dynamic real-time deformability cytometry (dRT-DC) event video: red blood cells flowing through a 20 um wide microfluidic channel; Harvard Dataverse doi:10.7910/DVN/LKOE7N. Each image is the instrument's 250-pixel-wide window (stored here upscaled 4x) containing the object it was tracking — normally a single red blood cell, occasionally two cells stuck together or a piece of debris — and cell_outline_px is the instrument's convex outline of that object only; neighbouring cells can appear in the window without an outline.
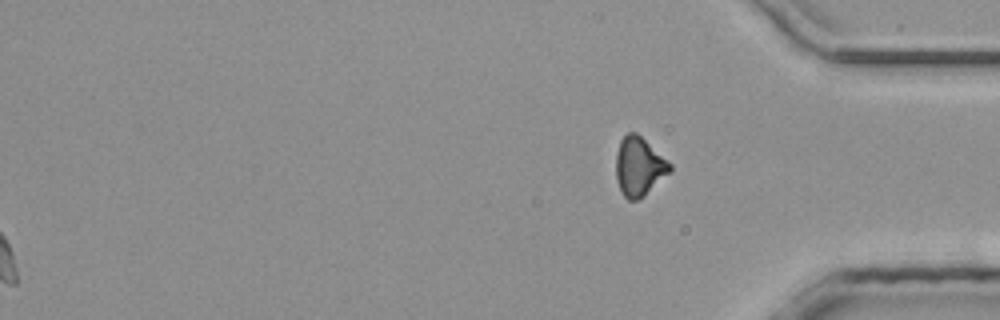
{"species": "common noctule bat (a hibernating species)", "species_latin": "Nyctalus noctula", "temperature_condition": "room temperature", "stored_images_in_passage": 39, "segment_of_instrument_passage": [3, 3], "camera_frame_rate_fps": 3000, "um_per_image_px": 0.085, "animal": {"sex": "male", "body_mass_g": 20.4}, "frame": {"image": 1, "passage_image": 39, "time_ms": 12.667, "image_size_px": [1000, 320], "cell_outline_px": [[672, 172], [644, 196], [636, 200], [628, 200], [624, 196], [616, 180], [616, 152], [620, 140], [628, 132], [636, 132], [672, 164]], "centroid_in_image_um": [54.33, 14.16], "position_along_channel_um": 380.9, "area_um2": 18.61}}